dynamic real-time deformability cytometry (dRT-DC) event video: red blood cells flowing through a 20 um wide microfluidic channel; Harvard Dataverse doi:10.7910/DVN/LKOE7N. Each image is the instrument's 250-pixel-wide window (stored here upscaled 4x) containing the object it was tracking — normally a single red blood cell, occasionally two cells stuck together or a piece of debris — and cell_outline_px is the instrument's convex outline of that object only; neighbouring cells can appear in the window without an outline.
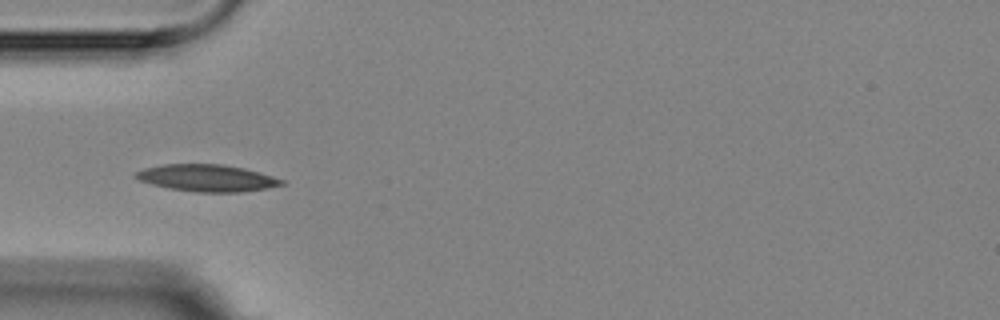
{"species": "Egyptian fruit bat (a non-hibernating species)", "species_latin": "Rousettus aegyptiacus", "temperature_condition": "room temperature", "stored_images_in_passage": 11, "camera_frame_rate_fps": 3000, "um_per_image_px": 0.085, "animal": {"sex": "female"}, "frame": {"image": 1, "passage_image": 5, "time_ms": 5.0, "image_size_px": [1000, 320], "cell_outline_px": [[284, 184], [268, 188], [244, 192], [196, 192], [168, 188], [152, 184], [140, 180], [132, 176], [136, 172], [144, 168], [164, 164], [224, 164], [244, 168], [260, 172], [284, 180]], "centroid_in_image_um": [17.6, 15.13], "position_along_channel_um": 67.4, "area_um2": 22.95}}
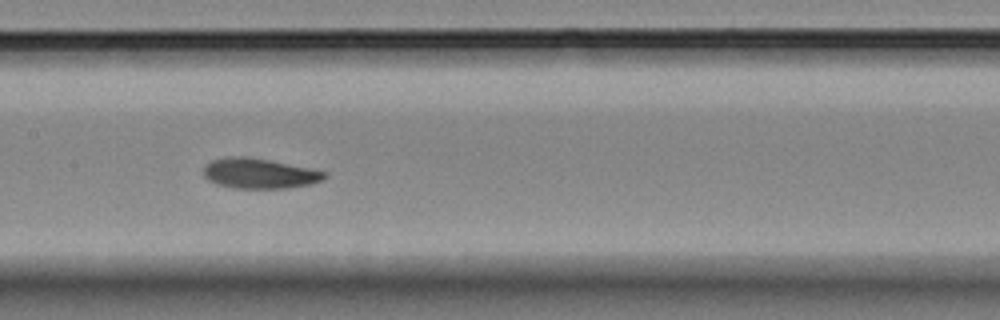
{"frame": {"image": 2, "passage_image": 8, "time_ms": 8.333, "image_size_px": [1000, 320], "cell_outline_px": [[328, 176], [320, 180], [308, 184], [288, 188], [236, 188], [216, 184], [208, 180], [204, 176], [204, 168], [212, 160], [228, 156], [248, 156], [328, 172]], "centroid_in_image_um": [22.02, 14.74], "position_along_channel_um": 185.4, "area_um2": 21.04}}
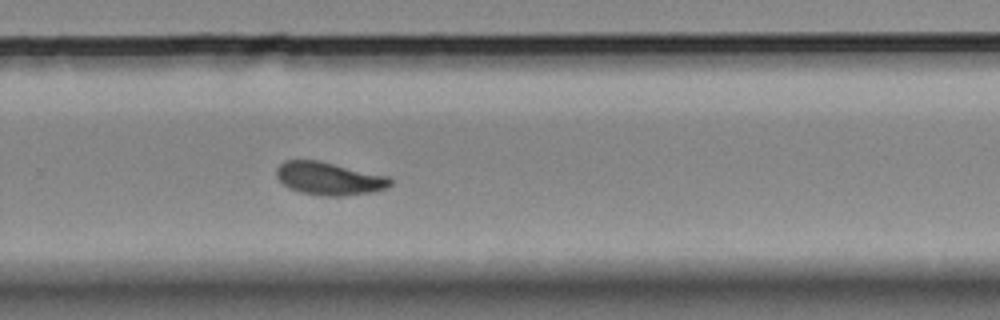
{"frame": {"image": 3, "passage_image": 11, "time_ms": 11.667, "image_size_px": [1000, 320], "cell_outline_px": [[392, 184], [388, 188], [372, 192], [340, 196], [328, 196], [300, 192], [288, 188], [276, 176], [276, 168], [284, 160], [316, 160], [388, 176], [392, 180]], "centroid_in_image_um": [27.97, 15.18], "position_along_channel_um": 301.8, "area_um2": 21.68}}